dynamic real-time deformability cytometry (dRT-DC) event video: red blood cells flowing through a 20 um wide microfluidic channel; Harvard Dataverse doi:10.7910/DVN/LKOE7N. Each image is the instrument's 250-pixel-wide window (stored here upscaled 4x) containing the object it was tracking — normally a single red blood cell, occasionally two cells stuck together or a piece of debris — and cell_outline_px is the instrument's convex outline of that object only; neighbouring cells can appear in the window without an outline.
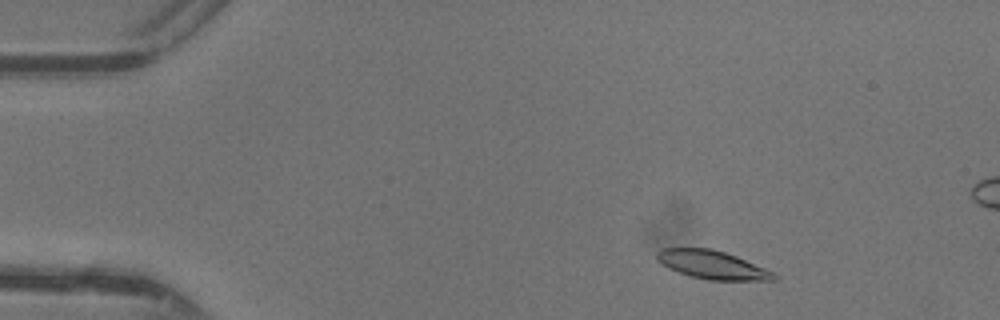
{"species": "common noctule bat (a hibernating species)", "species_latin": "Nyctalus noctula", "temperature_condition": "warm", "stored_images_in_passage": 45, "segment_of_instrument_passage": [1, 2], "camera_frame_rate_fps": 3000, "um_per_image_px": 0.085, "animal": {"sex": "female"}, "frame": {"image": 1, "passage_image": 4, "time_ms": 1.0, "image_size_px": [1000, 320], "cell_outline_px": [[776, 280], [708, 280], [688, 276], [668, 268], [660, 264], [656, 260], [656, 252], [660, 248], [712, 248], [736, 256], [776, 272]], "centroid_in_image_um": [60.51, 22.51], "position_along_channel_um": 24.5, "area_um2": 19.59}}
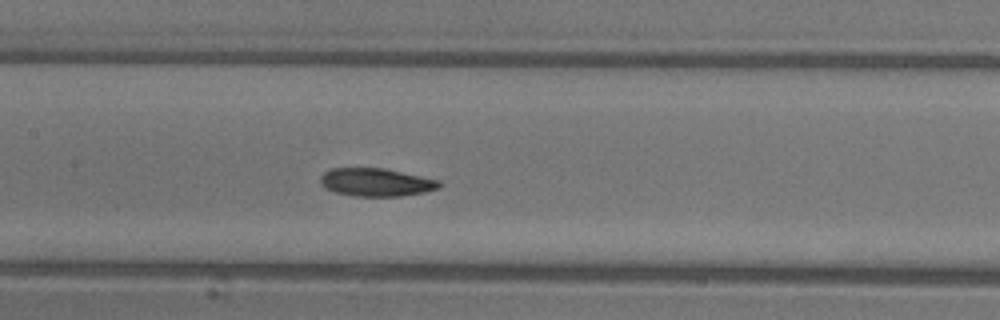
{"frame": {"image": 2, "passage_image": 20, "time_ms": 6.333, "image_size_px": [1000, 320], "cell_outline_px": [[444, 184], [440, 188], [424, 192], [400, 196], [352, 196], [336, 192], [324, 188], [320, 184], [320, 176], [324, 172], [332, 168], [384, 168], [440, 180]], "centroid_in_image_um": [31.98, 15.49], "position_along_channel_um": 175.4, "area_um2": 19.59}}
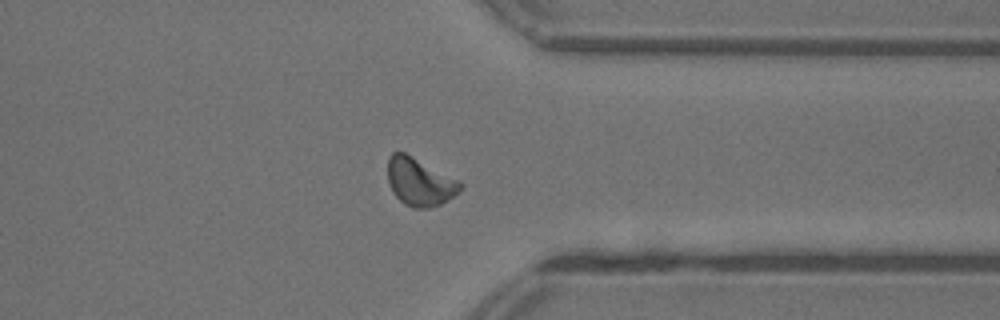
{"frame": {"image": 3, "passage_image": 34, "time_ms": 11.0, "image_size_px": [1000, 320], "cell_outline_px": [[464, 188], [440, 204], [428, 208], [412, 208], [404, 204], [392, 192], [388, 180], [388, 156], [392, 152], [404, 152], [460, 180], [464, 184]], "centroid_in_image_um": [35.68, 15.45], "position_along_channel_um": 375.7, "area_um2": 20.29}}